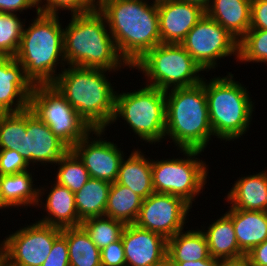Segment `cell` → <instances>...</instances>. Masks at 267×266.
<instances>
[{"instance_id":"10","label":"cell","mask_w":267,"mask_h":266,"mask_svg":"<svg viewBox=\"0 0 267 266\" xmlns=\"http://www.w3.org/2000/svg\"><path fill=\"white\" fill-rule=\"evenodd\" d=\"M28 109L70 149L93 130L51 84L34 85Z\"/></svg>"},{"instance_id":"2","label":"cell","mask_w":267,"mask_h":266,"mask_svg":"<svg viewBox=\"0 0 267 266\" xmlns=\"http://www.w3.org/2000/svg\"><path fill=\"white\" fill-rule=\"evenodd\" d=\"M51 84L92 129L112 124L116 91L106 79L107 69L68 66Z\"/></svg>"},{"instance_id":"18","label":"cell","mask_w":267,"mask_h":266,"mask_svg":"<svg viewBox=\"0 0 267 266\" xmlns=\"http://www.w3.org/2000/svg\"><path fill=\"white\" fill-rule=\"evenodd\" d=\"M121 239L126 266H153L167 254L164 236L135 224H126Z\"/></svg>"},{"instance_id":"7","label":"cell","mask_w":267,"mask_h":266,"mask_svg":"<svg viewBox=\"0 0 267 266\" xmlns=\"http://www.w3.org/2000/svg\"><path fill=\"white\" fill-rule=\"evenodd\" d=\"M131 68L143 71L148 86L167 91L191 87L202 82L203 71L181 44L160 43L147 51ZM198 74V75H197Z\"/></svg>"},{"instance_id":"6","label":"cell","mask_w":267,"mask_h":266,"mask_svg":"<svg viewBox=\"0 0 267 266\" xmlns=\"http://www.w3.org/2000/svg\"><path fill=\"white\" fill-rule=\"evenodd\" d=\"M204 90L214 136L234 141L247 132L254 111L247 88L229 73L226 77H214L209 83L204 81Z\"/></svg>"},{"instance_id":"32","label":"cell","mask_w":267,"mask_h":266,"mask_svg":"<svg viewBox=\"0 0 267 266\" xmlns=\"http://www.w3.org/2000/svg\"><path fill=\"white\" fill-rule=\"evenodd\" d=\"M23 133H26V110L0 113V149L16 150L22 155Z\"/></svg>"},{"instance_id":"5","label":"cell","mask_w":267,"mask_h":266,"mask_svg":"<svg viewBox=\"0 0 267 266\" xmlns=\"http://www.w3.org/2000/svg\"><path fill=\"white\" fill-rule=\"evenodd\" d=\"M165 95V137L170 136L178 149L204 152L211 135H214L210 125L204 80L195 86L169 89L165 91Z\"/></svg>"},{"instance_id":"46","label":"cell","mask_w":267,"mask_h":266,"mask_svg":"<svg viewBox=\"0 0 267 266\" xmlns=\"http://www.w3.org/2000/svg\"><path fill=\"white\" fill-rule=\"evenodd\" d=\"M3 209V208H9L2 200V197H1V192H0V209Z\"/></svg>"},{"instance_id":"34","label":"cell","mask_w":267,"mask_h":266,"mask_svg":"<svg viewBox=\"0 0 267 266\" xmlns=\"http://www.w3.org/2000/svg\"><path fill=\"white\" fill-rule=\"evenodd\" d=\"M238 59L241 62L267 64V30L249 29L239 40Z\"/></svg>"},{"instance_id":"21","label":"cell","mask_w":267,"mask_h":266,"mask_svg":"<svg viewBox=\"0 0 267 266\" xmlns=\"http://www.w3.org/2000/svg\"><path fill=\"white\" fill-rule=\"evenodd\" d=\"M252 0H212L206 14L238 41L250 29Z\"/></svg>"},{"instance_id":"37","label":"cell","mask_w":267,"mask_h":266,"mask_svg":"<svg viewBox=\"0 0 267 266\" xmlns=\"http://www.w3.org/2000/svg\"><path fill=\"white\" fill-rule=\"evenodd\" d=\"M41 266H70L67 240L62 234L54 241L48 257Z\"/></svg>"},{"instance_id":"22","label":"cell","mask_w":267,"mask_h":266,"mask_svg":"<svg viewBox=\"0 0 267 266\" xmlns=\"http://www.w3.org/2000/svg\"><path fill=\"white\" fill-rule=\"evenodd\" d=\"M44 205L48 216L46 215L38 222L60 229L81 225L82 220L77 214L75 195L68 188L55 182Z\"/></svg>"},{"instance_id":"33","label":"cell","mask_w":267,"mask_h":266,"mask_svg":"<svg viewBox=\"0 0 267 266\" xmlns=\"http://www.w3.org/2000/svg\"><path fill=\"white\" fill-rule=\"evenodd\" d=\"M24 24L16 14L0 12V57H14L18 51Z\"/></svg>"},{"instance_id":"36","label":"cell","mask_w":267,"mask_h":266,"mask_svg":"<svg viewBox=\"0 0 267 266\" xmlns=\"http://www.w3.org/2000/svg\"><path fill=\"white\" fill-rule=\"evenodd\" d=\"M29 164L16 150L0 149V176L26 171Z\"/></svg>"},{"instance_id":"11","label":"cell","mask_w":267,"mask_h":266,"mask_svg":"<svg viewBox=\"0 0 267 266\" xmlns=\"http://www.w3.org/2000/svg\"><path fill=\"white\" fill-rule=\"evenodd\" d=\"M61 232L38 221L20 228L1 242V259L8 266H41Z\"/></svg>"},{"instance_id":"39","label":"cell","mask_w":267,"mask_h":266,"mask_svg":"<svg viewBox=\"0 0 267 266\" xmlns=\"http://www.w3.org/2000/svg\"><path fill=\"white\" fill-rule=\"evenodd\" d=\"M250 29L267 30V0H252Z\"/></svg>"},{"instance_id":"42","label":"cell","mask_w":267,"mask_h":266,"mask_svg":"<svg viewBox=\"0 0 267 266\" xmlns=\"http://www.w3.org/2000/svg\"><path fill=\"white\" fill-rule=\"evenodd\" d=\"M176 266H221L222 260L209 257L205 260L175 262Z\"/></svg>"},{"instance_id":"43","label":"cell","mask_w":267,"mask_h":266,"mask_svg":"<svg viewBox=\"0 0 267 266\" xmlns=\"http://www.w3.org/2000/svg\"><path fill=\"white\" fill-rule=\"evenodd\" d=\"M221 266H252L249 259L244 256L239 259L223 260Z\"/></svg>"},{"instance_id":"38","label":"cell","mask_w":267,"mask_h":266,"mask_svg":"<svg viewBox=\"0 0 267 266\" xmlns=\"http://www.w3.org/2000/svg\"><path fill=\"white\" fill-rule=\"evenodd\" d=\"M101 266H126L122 239L100 250Z\"/></svg>"},{"instance_id":"27","label":"cell","mask_w":267,"mask_h":266,"mask_svg":"<svg viewBox=\"0 0 267 266\" xmlns=\"http://www.w3.org/2000/svg\"><path fill=\"white\" fill-rule=\"evenodd\" d=\"M111 183L90 178L87 183L74 193L78 217L86 218L104 216Z\"/></svg>"},{"instance_id":"28","label":"cell","mask_w":267,"mask_h":266,"mask_svg":"<svg viewBox=\"0 0 267 266\" xmlns=\"http://www.w3.org/2000/svg\"><path fill=\"white\" fill-rule=\"evenodd\" d=\"M142 203L143 198L130 188L116 182L111 183L104 216L125 224H134Z\"/></svg>"},{"instance_id":"8","label":"cell","mask_w":267,"mask_h":266,"mask_svg":"<svg viewBox=\"0 0 267 266\" xmlns=\"http://www.w3.org/2000/svg\"><path fill=\"white\" fill-rule=\"evenodd\" d=\"M127 122L140 139L154 144L165 137L166 95L164 90L146 85L133 92L115 95V113Z\"/></svg>"},{"instance_id":"24","label":"cell","mask_w":267,"mask_h":266,"mask_svg":"<svg viewBox=\"0 0 267 266\" xmlns=\"http://www.w3.org/2000/svg\"><path fill=\"white\" fill-rule=\"evenodd\" d=\"M26 170L12 175L0 176V192L3 202L10 207L31 206L32 204L39 206L40 197H42V190L44 187L34 188V180L32 174Z\"/></svg>"},{"instance_id":"9","label":"cell","mask_w":267,"mask_h":266,"mask_svg":"<svg viewBox=\"0 0 267 266\" xmlns=\"http://www.w3.org/2000/svg\"><path fill=\"white\" fill-rule=\"evenodd\" d=\"M179 150L188 158L151 160L152 185L154 192L178 196L192 207V201L203 190L209 172L206 163L195 157L202 150Z\"/></svg>"},{"instance_id":"29","label":"cell","mask_w":267,"mask_h":266,"mask_svg":"<svg viewBox=\"0 0 267 266\" xmlns=\"http://www.w3.org/2000/svg\"><path fill=\"white\" fill-rule=\"evenodd\" d=\"M66 238L70 266H101L100 249L81 227L63 228Z\"/></svg>"},{"instance_id":"41","label":"cell","mask_w":267,"mask_h":266,"mask_svg":"<svg viewBox=\"0 0 267 266\" xmlns=\"http://www.w3.org/2000/svg\"><path fill=\"white\" fill-rule=\"evenodd\" d=\"M251 265L267 266V239L246 254Z\"/></svg>"},{"instance_id":"17","label":"cell","mask_w":267,"mask_h":266,"mask_svg":"<svg viewBox=\"0 0 267 266\" xmlns=\"http://www.w3.org/2000/svg\"><path fill=\"white\" fill-rule=\"evenodd\" d=\"M33 87L24 68L14 57H0V113L28 109Z\"/></svg>"},{"instance_id":"23","label":"cell","mask_w":267,"mask_h":266,"mask_svg":"<svg viewBox=\"0 0 267 266\" xmlns=\"http://www.w3.org/2000/svg\"><path fill=\"white\" fill-rule=\"evenodd\" d=\"M134 150L127 160L122 159L115 182L130 188L135 194L146 199L154 193L151 160L145 158L141 151Z\"/></svg>"},{"instance_id":"13","label":"cell","mask_w":267,"mask_h":266,"mask_svg":"<svg viewBox=\"0 0 267 266\" xmlns=\"http://www.w3.org/2000/svg\"><path fill=\"white\" fill-rule=\"evenodd\" d=\"M189 209L191 206L178 196L154 192L143 199L134 224L169 239L183 231Z\"/></svg>"},{"instance_id":"48","label":"cell","mask_w":267,"mask_h":266,"mask_svg":"<svg viewBox=\"0 0 267 266\" xmlns=\"http://www.w3.org/2000/svg\"><path fill=\"white\" fill-rule=\"evenodd\" d=\"M0 266H8L2 259L0 260Z\"/></svg>"},{"instance_id":"15","label":"cell","mask_w":267,"mask_h":266,"mask_svg":"<svg viewBox=\"0 0 267 266\" xmlns=\"http://www.w3.org/2000/svg\"><path fill=\"white\" fill-rule=\"evenodd\" d=\"M70 148L29 109H26V133H23L22 156L30 165L57 163Z\"/></svg>"},{"instance_id":"44","label":"cell","mask_w":267,"mask_h":266,"mask_svg":"<svg viewBox=\"0 0 267 266\" xmlns=\"http://www.w3.org/2000/svg\"><path fill=\"white\" fill-rule=\"evenodd\" d=\"M183 1L195 4L206 11L209 8L212 0H183Z\"/></svg>"},{"instance_id":"4","label":"cell","mask_w":267,"mask_h":266,"mask_svg":"<svg viewBox=\"0 0 267 266\" xmlns=\"http://www.w3.org/2000/svg\"><path fill=\"white\" fill-rule=\"evenodd\" d=\"M14 58L24 68L26 77L33 85L52 84L58 75L55 74L56 64L65 66L64 28L59 16L37 12L36 19L23 29Z\"/></svg>"},{"instance_id":"40","label":"cell","mask_w":267,"mask_h":266,"mask_svg":"<svg viewBox=\"0 0 267 266\" xmlns=\"http://www.w3.org/2000/svg\"><path fill=\"white\" fill-rule=\"evenodd\" d=\"M36 7L37 4L33 0H0V12L8 14H16L17 11Z\"/></svg>"},{"instance_id":"35","label":"cell","mask_w":267,"mask_h":266,"mask_svg":"<svg viewBox=\"0 0 267 266\" xmlns=\"http://www.w3.org/2000/svg\"><path fill=\"white\" fill-rule=\"evenodd\" d=\"M46 1V4L41 3ZM39 0L36 12L58 16V11L69 10L71 15H83L96 9L97 0ZM40 3V4H39ZM42 5V6H41Z\"/></svg>"},{"instance_id":"1","label":"cell","mask_w":267,"mask_h":266,"mask_svg":"<svg viewBox=\"0 0 267 266\" xmlns=\"http://www.w3.org/2000/svg\"><path fill=\"white\" fill-rule=\"evenodd\" d=\"M119 55L129 68L161 43L157 4L145 0H97Z\"/></svg>"},{"instance_id":"16","label":"cell","mask_w":267,"mask_h":266,"mask_svg":"<svg viewBox=\"0 0 267 266\" xmlns=\"http://www.w3.org/2000/svg\"><path fill=\"white\" fill-rule=\"evenodd\" d=\"M157 8L161 43L181 44L206 13L201 7L183 0L162 2Z\"/></svg>"},{"instance_id":"12","label":"cell","mask_w":267,"mask_h":266,"mask_svg":"<svg viewBox=\"0 0 267 266\" xmlns=\"http://www.w3.org/2000/svg\"><path fill=\"white\" fill-rule=\"evenodd\" d=\"M239 41L206 13L188 32L181 45L203 71L215 69L217 59L236 55Z\"/></svg>"},{"instance_id":"20","label":"cell","mask_w":267,"mask_h":266,"mask_svg":"<svg viewBox=\"0 0 267 266\" xmlns=\"http://www.w3.org/2000/svg\"><path fill=\"white\" fill-rule=\"evenodd\" d=\"M226 214L232 219L239 249L245 255L267 239V212L230 207Z\"/></svg>"},{"instance_id":"45","label":"cell","mask_w":267,"mask_h":266,"mask_svg":"<svg viewBox=\"0 0 267 266\" xmlns=\"http://www.w3.org/2000/svg\"><path fill=\"white\" fill-rule=\"evenodd\" d=\"M153 266H176L175 262L166 254Z\"/></svg>"},{"instance_id":"26","label":"cell","mask_w":267,"mask_h":266,"mask_svg":"<svg viewBox=\"0 0 267 266\" xmlns=\"http://www.w3.org/2000/svg\"><path fill=\"white\" fill-rule=\"evenodd\" d=\"M167 255L174 262L198 261L210 257L208 243L203 230L179 231L167 239Z\"/></svg>"},{"instance_id":"25","label":"cell","mask_w":267,"mask_h":266,"mask_svg":"<svg viewBox=\"0 0 267 266\" xmlns=\"http://www.w3.org/2000/svg\"><path fill=\"white\" fill-rule=\"evenodd\" d=\"M204 234L211 257L223 261L246 256L239 249L232 219L226 213L213 222Z\"/></svg>"},{"instance_id":"3","label":"cell","mask_w":267,"mask_h":266,"mask_svg":"<svg viewBox=\"0 0 267 266\" xmlns=\"http://www.w3.org/2000/svg\"><path fill=\"white\" fill-rule=\"evenodd\" d=\"M64 29V58L69 66L118 71L129 66L119 55L106 19L94 9L83 15H72ZM123 65V66H122Z\"/></svg>"},{"instance_id":"19","label":"cell","mask_w":267,"mask_h":266,"mask_svg":"<svg viewBox=\"0 0 267 266\" xmlns=\"http://www.w3.org/2000/svg\"><path fill=\"white\" fill-rule=\"evenodd\" d=\"M227 200L234 209L267 212V171L237 180Z\"/></svg>"},{"instance_id":"47","label":"cell","mask_w":267,"mask_h":266,"mask_svg":"<svg viewBox=\"0 0 267 266\" xmlns=\"http://www.w3.org/2000/svg\"><path fill=\"white\" fill-rule=\"evenodd\" d=\"M166 1H170V0H154L153 3L154 4H159V3H162V2H166Z\"/></svg>"},{"instance_id":"14","label":"cell","mask_w":267,"mask_h":266,"mask_svg":"<svg viewBox=\"0 0 267 266\" xmlns=\"http://www.w3.org/2000/svg\"><path fill=\"white\" fill-rule=\"evenodd\" d=\"M104 131L105 129H93L92 135L99 136V140L95 138L90 141L89 132L71 150L85 165L90 177L114 183L124 154L113 142H107L103 138L101 140Z\"/></svg>"},{"instance_id":"31","label":"cell","mask_w":267,"mask_h":266,"mask_svg":"<svg viewBox=\"0 0 267 266\" xmlns=\"http://www.w3.org/2000/svg\"><path fill=\"white\" fill-rule=\"evenodd\" d=\"M56 164L60 166L55 182L73 193L79 191L91 178L85 165L71 149Z\"/></svg>"},{"instance_id":"30","label":"cell","mask_w":267,"mask_h":266,"mask_svg":"<svg viewBox=\"0 0 267 266\" xmlns=\"http://www.w3.org/2000/svg\"><path fill=\"white\" fill-rule=\"evenodd\" d=\"M96 246L102 250L110 243L121 239L125 223L107 216L86 218L80 225Z\"/></svg>"}]
</instances>
